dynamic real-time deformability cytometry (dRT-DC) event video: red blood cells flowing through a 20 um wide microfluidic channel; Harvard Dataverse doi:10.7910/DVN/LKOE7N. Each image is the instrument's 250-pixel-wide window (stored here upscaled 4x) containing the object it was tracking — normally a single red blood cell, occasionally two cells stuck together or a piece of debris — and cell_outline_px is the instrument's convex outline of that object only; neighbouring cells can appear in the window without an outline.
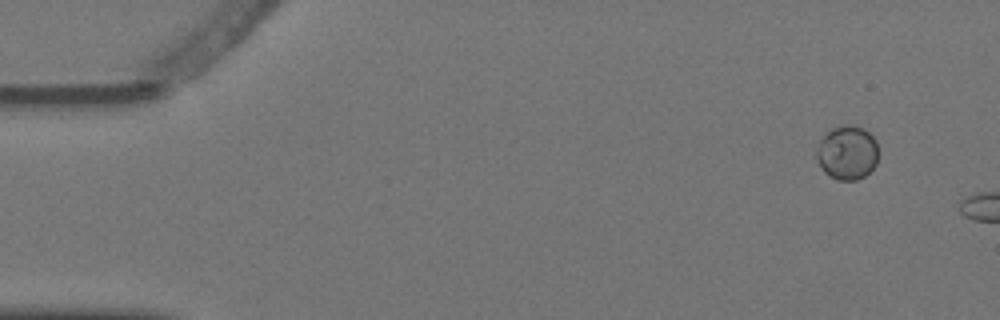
{"species": "Egyptian fruit bat (a non-hibernating species)", "species_latin": "Rousettus aegyptiacus", "temperature_condition": "warm", "stored_images_in_passage": 2, "camera_frame_rate_fps": 3000, "um_per_image_px": 0.085, "animal": {"sex": "female"}, "frame": {"image": 1, "passage_image": 1, "time_ms": 0.0, "image_size_px": [1000, 320], "cell_outline_px": [[876, 164], [864, 176], [856, 180], [840, 180], [824, 172], [816, 160], [816, 152], [820, 140], [832, 128], [844, 124], [856, 124], [864, 128], [876, 140]], "centroid_in_image_um": [72.0, 12.95], "position_along_channel_um": 13.0, "area_um2": 19.36}}